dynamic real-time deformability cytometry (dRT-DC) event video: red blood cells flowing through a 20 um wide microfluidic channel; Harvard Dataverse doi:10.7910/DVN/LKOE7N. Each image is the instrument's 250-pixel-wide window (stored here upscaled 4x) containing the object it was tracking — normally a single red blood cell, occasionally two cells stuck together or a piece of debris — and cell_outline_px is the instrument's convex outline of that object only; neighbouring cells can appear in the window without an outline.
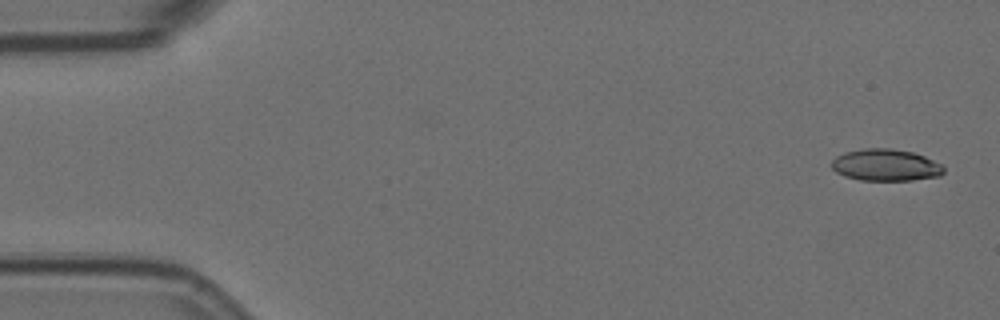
{"species": "Egyptian fruit bat (a non-hibernating species)", "species_latin": "Rousettus aegyptiacus", "temperature_condition": "room temperature", "stored_images_in_passage": 56, "camera_frame_rate_fps": 3000, "um_per_image_px": 0.085, "animal": {"sex": "female"}, "frame": {"image": 1, "passage_image": 2, "time_ms": 0.333, "image_size_px": [1000, 320], "cell_outline_px": [[944, 172], [940, 176], [912, 180], [860, 180], [844, 176], [836, 172], [832, 168], [832, 160], [836, 156], [844, 152], [864, 148], [892, 148], [912, 152], [924, 156], [940, 164], [944, 168]], "centroid_in_image_um": [75.26, 14.03], "position_along_channel_um": 9.7, "area_um2": 20.81}}
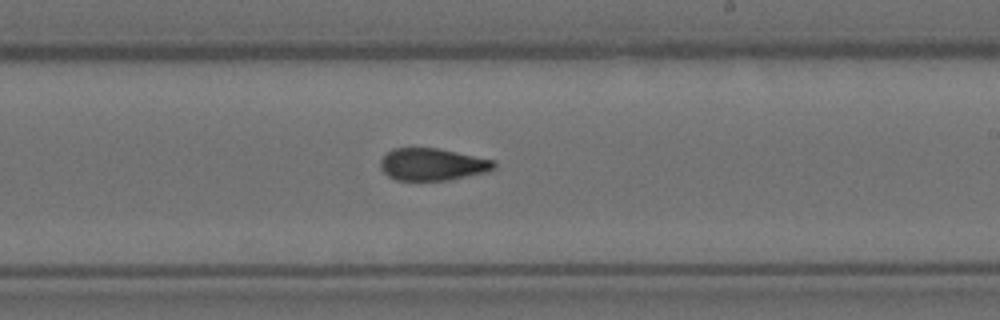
{"frame": {"image": 2, "passage_image": 33, "time_ms": 10.667, "image_size_px": [1000, 320], "cell_outline_px": [[496, 168], [488, 172], [448, 180], [396, 180], [388, 176], [380, 168], [380, 160], [392, 148], [436, 148], [496, 160]], "centroid_in_image_um": [36.78, 13.97], "position_along_channel_um": 252.2, "area_um2": 21.39}}
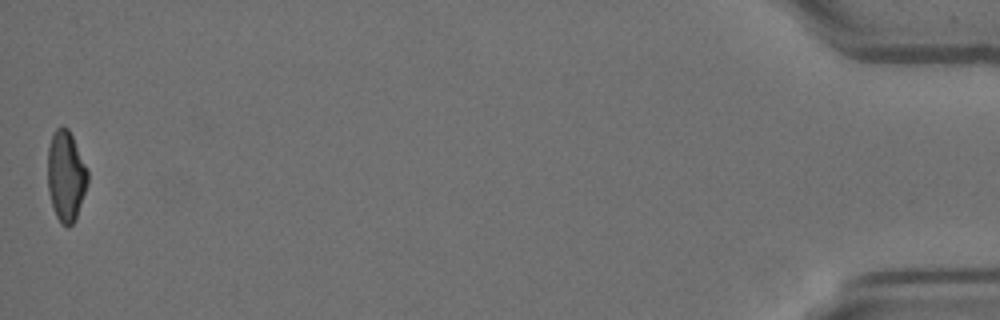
{"frame": {"image": 3, "passage_image": 56, "time_ms": 18.333, "image_size_px": [1000, 320], "cell_outline_px": [[88, 184], [76, 216], [72, 224], [68, 228], [60, 224], [52, 208], [48, 192], [48, 148], [52, 136], [56, 128], [60, 124], [64, 124], [68, 128], [72, 136], [88, 172]], "centroid_in_image_um": [5.59, 14.97], "position_along_channel_um": 429.6, "area_um2": 21.15}, "authors_computed_cell_mechanics": {"area_um2": 21.7617, "velocity_mm_per_s": 3.5907, "shape_relaxation_time_tau1_ms": 7.799, "shape_relaxation_time_tau2_ms": 2.6779, "deformation_change_tau1": 0.1878, "deformation_change_tau2": 0.0921}}